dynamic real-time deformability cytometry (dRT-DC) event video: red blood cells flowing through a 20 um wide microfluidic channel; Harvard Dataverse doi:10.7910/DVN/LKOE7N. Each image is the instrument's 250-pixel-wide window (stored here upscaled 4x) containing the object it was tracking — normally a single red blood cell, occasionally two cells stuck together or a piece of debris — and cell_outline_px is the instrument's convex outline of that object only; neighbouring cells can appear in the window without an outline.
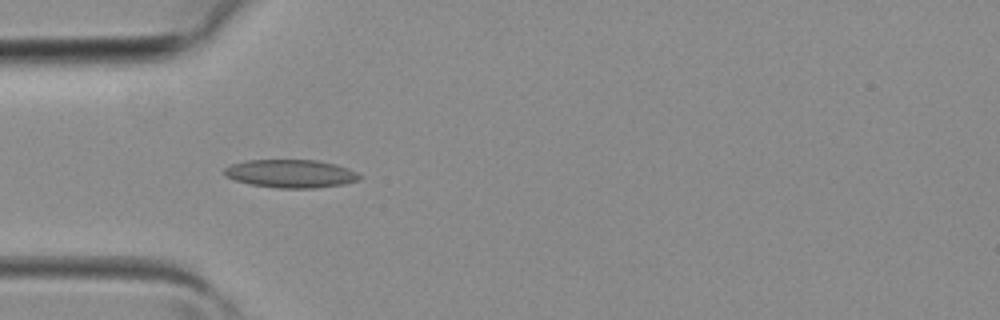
{"species": "common noctule bat (a hibernating species)", "species_latin": "Nyctalus noctula", "temperature_condition": "room temperature", "stored_images_in_passage": 2, "camera_frame_rate_fps": 3000, "um_per_image_px": 0.085, "animal": {"sex": "female", "body_mass_g": 19.3, "forearm_length_mm": 54.1}, "frame": {"image": 1, "passage_image": 2, "time_ms": 0.333, "image_size_px": [1000, 320], "cell_outline_px": [[360, 176], [356, 180], [344, 184], [316, 188], [276, 188], [248, 184], [224, 176], [224, 168], [232, 164], [244, 160], [316, 160], [336, 164], [348, 168], [356, 172]], "centroid_in_image_um": [24.67, 14.76], "position_along_channel_um": 60.3, "area_um2": 22.2}}